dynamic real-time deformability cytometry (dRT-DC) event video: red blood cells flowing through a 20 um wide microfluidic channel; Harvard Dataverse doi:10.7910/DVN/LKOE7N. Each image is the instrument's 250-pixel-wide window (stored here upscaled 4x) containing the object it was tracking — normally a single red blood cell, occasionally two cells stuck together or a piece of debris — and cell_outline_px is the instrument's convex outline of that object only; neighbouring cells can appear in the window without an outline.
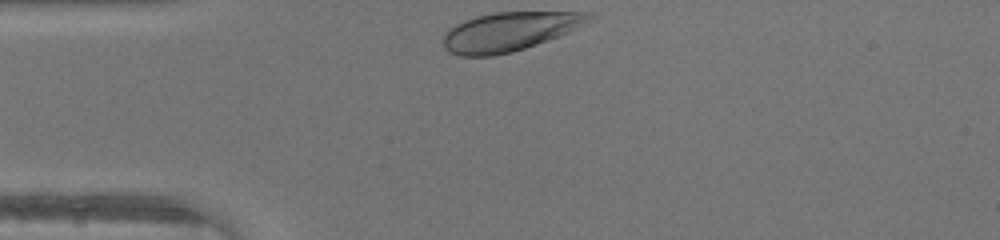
{"species": "human", "species_latin": "Homo sapiens", "temperature_condition": "warm", "stored_images_in_passage": 26, "camera_frame_rate_fps": 3000, "um_per_image_px": 0.085, "donor": {"sex": "male"}, "frame": {"image": 1, "passage_image": 1, "time_ms": 0.0, "image_size_px": [1000, 240], "cell_outline_px": [[600, 16], [568, 32], [548, 40], [512, 52], [492, 56], [460, 56], [448, 52], [444, 48], [444, 32], [448, 28], [464, 20], [476, 16], [496, 12], [588, 12]], "centroid_in_image_um": [43.3, 2.68], "position_along_channel_um": 41.7, "area_um2": 33.18}}
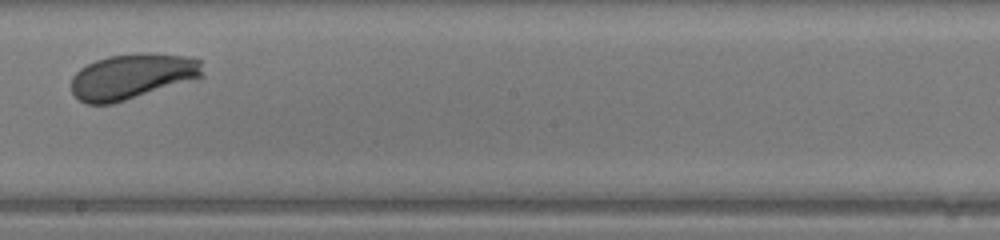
{"frame": {"image": 2, "passage_image": 16, "time_ms": 5.0, "image_size_px": [1000, 240], "cell_outline_px": [[204, 76], [112, 104], [84, 104], [72, 92], [72, 76], [80, 68], [96, 60], [108, 56], [140, 52], [152, 52], [188, 56], [200, 60], [204, 72]], "centroid_in_image_um": [11.24, 6.47], "position_along_channel_um": 237.0, "area_um2": 34.8}}
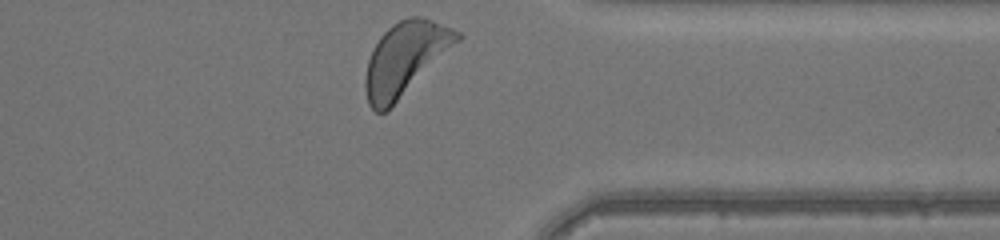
{"frame": {"image": 3, "passage_image": 26, "time_ms": 8.333, "image_size_px": [1000, 240], "cell_outline_px": [[464, 36], [460, 40], [384, 112], [376, 112], [368, 104], [364, 88], [364, 80], [368, 60], [380, 36], [392, 24], [408, 16], [424, 16], [452, 28], [460, 32]], "centroid_in_image_um": [34.43, 4.93], "position_along_channel_um": 377.0, "area_um2": 38.21}}